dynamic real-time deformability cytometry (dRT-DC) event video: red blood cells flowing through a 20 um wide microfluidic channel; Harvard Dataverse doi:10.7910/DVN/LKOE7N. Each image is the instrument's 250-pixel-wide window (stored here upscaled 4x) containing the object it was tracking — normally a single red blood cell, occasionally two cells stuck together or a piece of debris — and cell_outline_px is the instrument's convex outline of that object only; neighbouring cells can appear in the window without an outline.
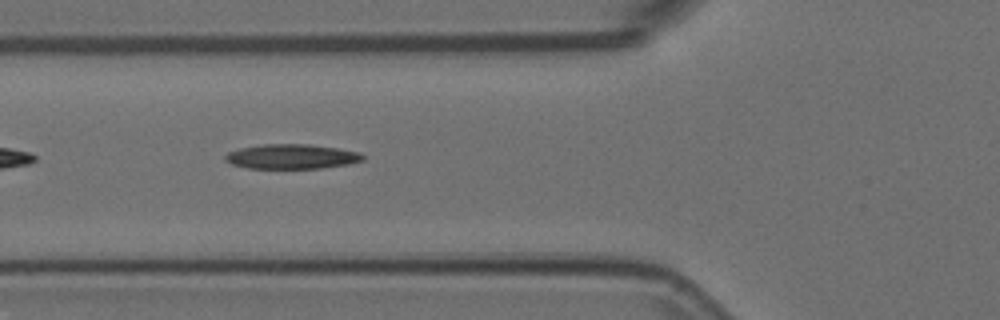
{"species": "Egyptian fruit bat (a non-hibernating species)", "species_latin": "Rousettus aegyptiacus", "temperature_condition": "room temperature", "stored_images_in_passage": 40, "camera_frame_rate_fps": 3000, "um_per_image_px": 0.085, "animal": {"sex": "female"}, "frame": {"image": 1, "passage_image": 6, "time_ms": 1.667, "image_size_px": [1000, 320], "cell_outline_px": [[364, 160], [348, 164], [320, 168], [248, 168], [232, 164], [224, 160], [224, 156], [228, 152], [240, 148], [264, 144], [308, 144], [336, 148], [360, 152], [364, 156]], "centroid_in_image_um": [24.78, 13.3], "position_along_channel_um": 101.0, "area_um2": 19.71}}
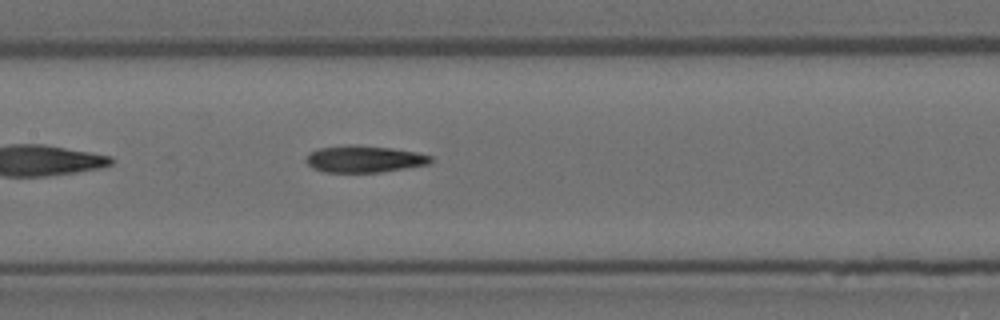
{"frame": {"image": 2, "passage_image": 12, "time_ms": 3.667, "image_size_px": [1000, 320], "cell_outline_px": [[432, 164], [380, 172], [324, 172], [312, 168], [304, 160], [308, 152], [320, 148], [348, 144], [356, 144], [392, 148], [416, 152], [432, 156]], "centroid_in_image_um": [30.95, 13.51], "position_along_channel_um": 176.5, "area_um2": 19.77}}
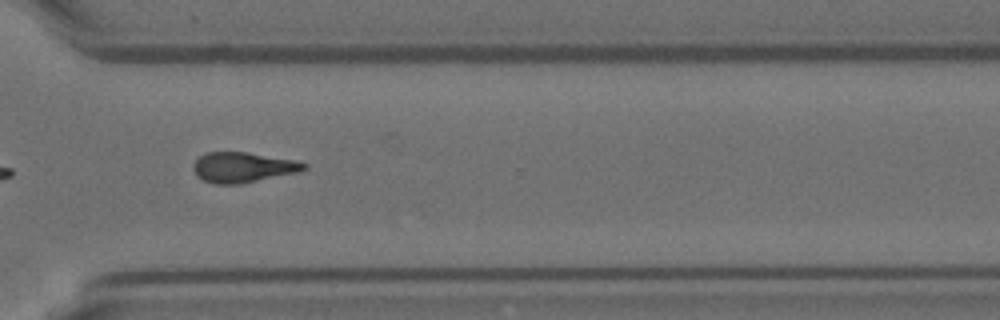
{"frame": {"image": 3, "passage_image": 26, "time_ms": 8.333, "image_size_px": [1000, 320], "cell_outline_px": [[308, 168], [300, 172], [240, 184], [216, 184], [204, 180], [196, 176], [192, 168], [192, 164], [204, 152], [248, 152], [296, 160], [308, 164]], "centroid_in_image_um": [20.66, 14.22], "position_along_channel_um": 349.9, "area_um2": 19.77}, "authors_computed_cell_mechanics": {"area_um2": 19.7387, "velocity_mm_per_s": 3.7351, "shape_relaxation_time_tau1_ms": 10.5977, "shape_relaxation_time_tau2_ms": 6.5177, "deformation_change_tau1": 0.2477, "deformation_change_tau2": 0.1714}}